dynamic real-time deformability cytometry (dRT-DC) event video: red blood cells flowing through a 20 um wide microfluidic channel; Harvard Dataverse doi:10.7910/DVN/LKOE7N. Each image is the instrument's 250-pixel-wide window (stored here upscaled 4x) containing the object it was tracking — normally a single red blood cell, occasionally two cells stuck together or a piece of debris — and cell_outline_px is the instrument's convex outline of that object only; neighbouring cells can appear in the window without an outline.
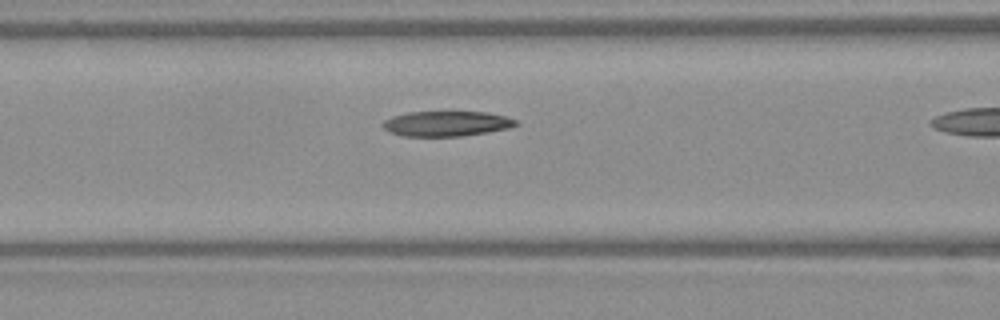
{"species": "Egyptian fruit bat (a non-hibernating species)", "species_latin": "Rousettus aegyptiacus", "temperature_condition": "warm", "stored_images_in_passage": 25, "camera_frame_rate_fps": 3000, "um_per_image_px": 0.085, "frame": {"image": 1, "passage_image": 18, "time_ms": 5.667, "image_size_px": [1000, 320], "cell_outline_px": [[520, 124], [508, 128], [460, 136], [404, 136], [388, 132], [380, 124], [384, 120], [392, 116], [408, 112], [484, 112], [504, 116], [516, 120]], "centroid_in_image_um": [37.89, 10.51], "position_along_channel_um": 128.7, "area_um2": 19.36}}